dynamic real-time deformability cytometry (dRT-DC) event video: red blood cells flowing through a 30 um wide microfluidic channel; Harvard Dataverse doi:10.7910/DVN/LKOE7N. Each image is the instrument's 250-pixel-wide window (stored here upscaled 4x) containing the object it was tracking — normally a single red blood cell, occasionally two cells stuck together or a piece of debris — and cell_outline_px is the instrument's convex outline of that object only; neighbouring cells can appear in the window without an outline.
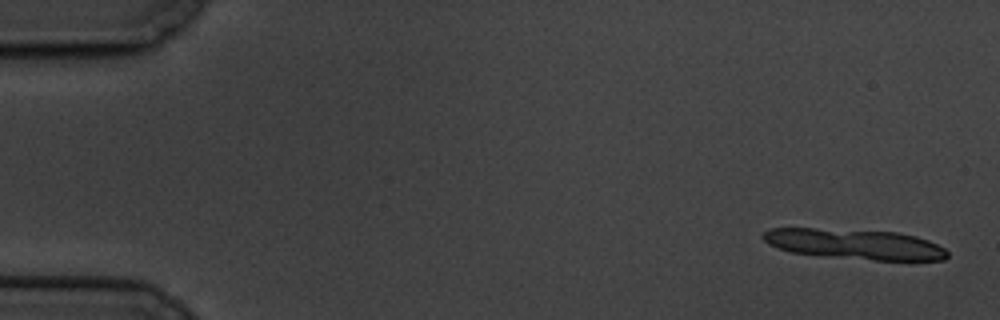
{"species": "common noctule bat (a hibernating species)", "species_latin": "Nyctalus noctula", "temperature_condition": "cold", "stored_images_in_passage": 9, "camera_frame_rate_fps": 3000, "um_per_image_px": 0.085, "animal": {"sex": "male", "body_mass_g": 19.5, "forearm_length_mm": 54.6}, "frame": {"image": 1, "passage_image": 1, "time_ms": 0.0, "image_size_px": [1000, 320], "cell_outline_px": [[948, 256], [944, 260], [876, 260], [820, 256], [792, 252], [768, 244], [760, 236], [768, 228], [812, 228], [900, 232], [916, 236], [928, 240], [944, 248], [948, 252]], "centroid_in_image_um": [72.64, 20.75], "position_along_channel_um": 12.4, "area_um2": 32.6}}
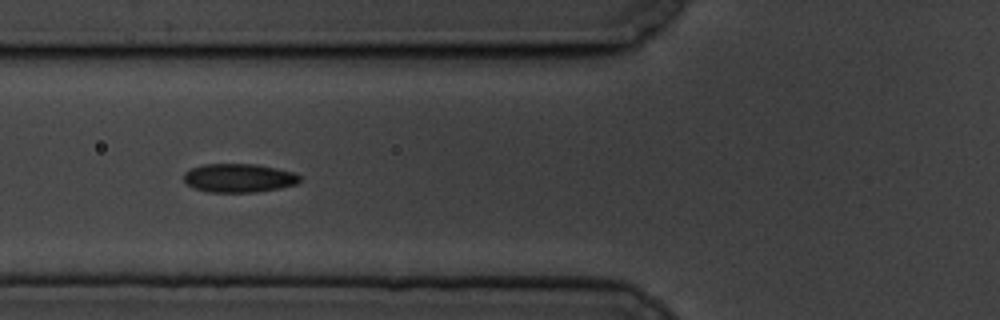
{"frame": {"image": 2, "passage_image": 7, "time_ms": 7.0, "image_size_px": [1000, 320], "cell_outline_px": [[300, 180], [296, 184], [280, 188], [256, 192], [208, 192], [192, 188], [184, 180], [184, 172], [192, 168], [204, 164], [256, 164], [296, 172], [300, 176]], "centroid_in_image_um": [20.31, 15.13], "position_along_channel_um": 105.5, "area_um2": 19.48}}
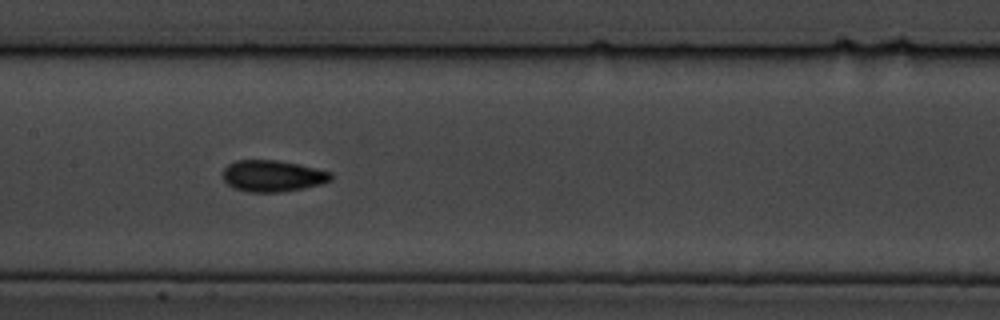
{"frame": {"image": 3, "passage_image": 9, "time_ms": 9.333, "image_size_px": [1000, 320], "cell_outline_px": [[332, 180], [320, 184], [280, 192], [248, 192], [232, 188], [224, 180], [224, 168], [228, 164], [236, 160], [276, 160], [300, 164], [332, 172]], "centroid_in_image_um": [23.17, 14.95], "position_along_channel_um": 184.2, "area_um2": 19.77}}